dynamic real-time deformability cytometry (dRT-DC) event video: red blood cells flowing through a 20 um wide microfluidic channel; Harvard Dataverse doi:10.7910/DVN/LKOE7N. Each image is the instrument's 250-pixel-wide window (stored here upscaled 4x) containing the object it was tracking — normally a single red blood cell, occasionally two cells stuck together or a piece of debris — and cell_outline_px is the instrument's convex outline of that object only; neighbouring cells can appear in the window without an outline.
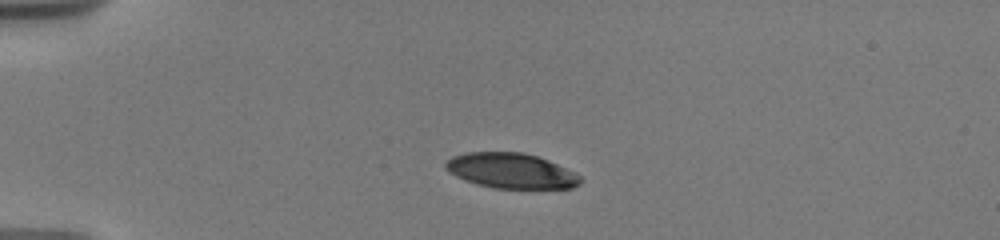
{"species": "human", "species_latin": "Homo sapiens", "temperature_condition": "warm", "stored_images_in_passage": 5, "camera_frame_rate_fps": 3000, "um_per_image_px": 0.085, "donor": {"sex": "male"}, "frame": {"image": 1, "passage_image": 3, "time_ms": 2.333, "image_size_px": [1000, 240], "cell_outline_px": [[584, 180], [580, 184], [572, 188], [496, 188], [476, 184], [456, 176], [444, 168], [444, 164], [452, 156], [464, 152], [524, 152], [548, 160], [580, 176]], "centroid_in_image_um": [43.42, 14.51], "position_along_channel_um": 41.6, "area_um2": 27.51}}
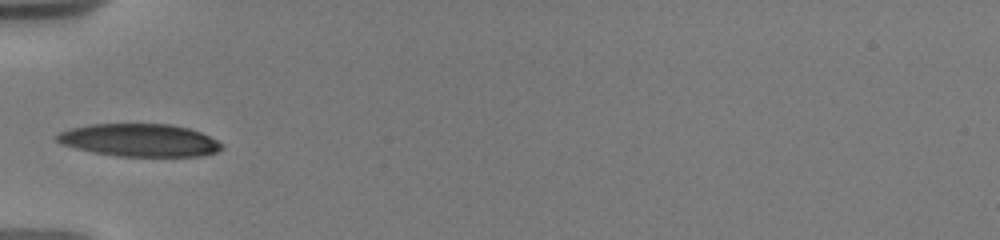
{"frame": {"image": 2, "passage_image": 5, "time_ms": 4.333, "image_size_px": [1000, 240], "cell_outline_px": [[224, 148], [216, 152], [200, 156], [116, 156], [92, 152], [60, 144], [56, 140], [56, 136], [60, 132], [72, 128], [92, 124], [168, 124], [188, 128], [200, 132], [224, 144]], "centroid_in_image_um": [11.87, 11.92], "position_along_channel_um": 73.1, "area_um2": 31.33}}